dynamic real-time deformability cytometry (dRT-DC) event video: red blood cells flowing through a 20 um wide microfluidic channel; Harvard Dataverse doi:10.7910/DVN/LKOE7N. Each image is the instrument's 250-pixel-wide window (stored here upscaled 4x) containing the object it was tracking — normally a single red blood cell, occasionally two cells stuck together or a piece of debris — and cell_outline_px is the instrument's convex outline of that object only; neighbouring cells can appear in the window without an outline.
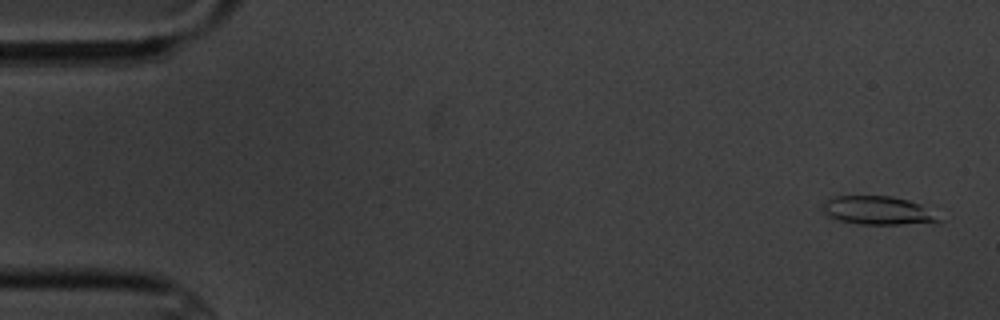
{"species": "common noctule bat (a hibernating species)", "species_latin": "Nyctalus noctula", "temperature_condition": "cold", "stored_images_in_passage": 5, "camera_frame_rate_fps": 3000, "um_per_image_px": 0.085, "animal": {"sex": "male", "body_mass_g": 20.1, "forearm_length_mm": 53.5}, "frame": {"image": 1, "passage_image": 1, "time_ms": 0.0, "image_size_px": [1000, 320], "cell_outline_px": [[940, 220], [900, 224], [860, 224], [840, 220], [828, 216], [820, 212], [820, 204], [824, 200], [832, 196], [892, 196], [908, 200], [920, 204]], "centroid_in_image_um": [74.41, 17.86], "position_along_channel_um": 10.6, "area_um2": 18.96}}